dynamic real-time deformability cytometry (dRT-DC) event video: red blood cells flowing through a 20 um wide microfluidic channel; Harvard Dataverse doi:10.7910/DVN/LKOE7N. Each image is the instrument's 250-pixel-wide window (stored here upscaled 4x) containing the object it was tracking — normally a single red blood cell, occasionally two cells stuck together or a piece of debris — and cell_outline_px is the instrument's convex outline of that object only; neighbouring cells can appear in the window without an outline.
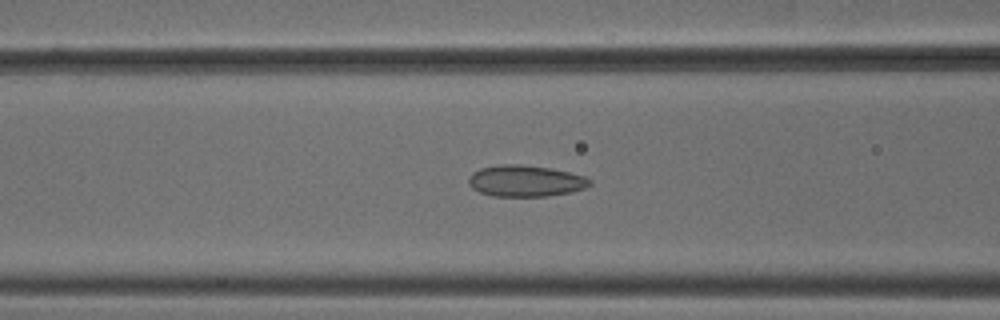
{"species": "common noctule bat (a hibernating species)", "species_latin": "Nyctalus noctula", "temperature_condition": "cold", "stored_images_in_passage": 51, "camera_frame_rate_fps": 3000, "um_per_image_px": 0.085, "animal": {"sex": "male", "body_mass_g": 18.8}, "frame": {"image": 1, "passage_image": 20, "time_ms": 6.333, "image_size_px": [1000, 320], "cell_outline_px": [[592, 184], [584, 188], [572, 192], [548, 196], [492, 196], [480, 192], [472, 188], [468, 184], [468, 176], [472, 172], [480, 168], [500, 164], [520, 164], [548, 168], [568, 172], [584, 176], [592, 180]], "centroid_in_image_um": [44.64, 15.38], "position_along_channel_um": 122.0, "area_um2": 22.25}}
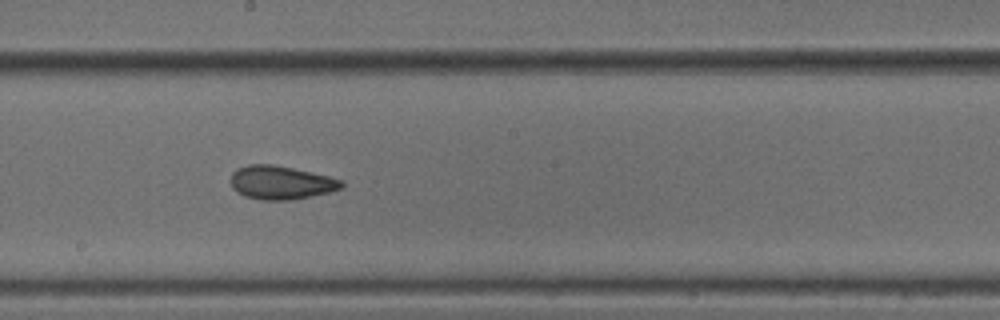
{"frame": {"image": 2, "passage_image": 28, "time_ms": 9.0, "image_size_px": [1000, 320], "cell_outline_px": [[344, 188], [312, 196], [288, 200], [260, 200], [244, 196], [236, 192], [232, 188], [232, 172], [248, 164], [272, 164], [292, 168], [328, 176], [344, 180]], "centroid_in_image_um": [23.89, 15.53], "position_along_channel_um": 224.3, "area_um2": 21.62}}
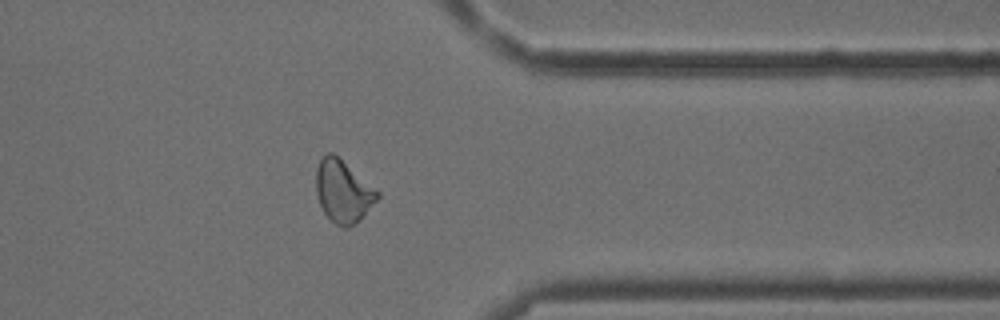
{"frame": {"image": 3, "passage_image": 41, "time_ms": 13.333, "image_size_px": [1000, 320], "cell_outline_px": [[380, 196], [348, 228], [344, 228], [336, 224], [324, 212], [320, 204], [316, 192], [316, 168], [320, 160], [328, 152], [332, 152], [380, 192]], "centroid_in_image_um": [29.13, 16.23], "position_along_channel_um": 382.3, "area_um2": 21.5}, "authors_computed_cell_mechanics": {"area_um2": 22.253, "velocity_mm_per_s": 3.831, "shape_relaxation_time_tau1_ms": null, "shape_relaxation_time_tau2_ms": 2.2557, "deformation_change_tau1": null, "deformation_change_tau2": 0.0772}}